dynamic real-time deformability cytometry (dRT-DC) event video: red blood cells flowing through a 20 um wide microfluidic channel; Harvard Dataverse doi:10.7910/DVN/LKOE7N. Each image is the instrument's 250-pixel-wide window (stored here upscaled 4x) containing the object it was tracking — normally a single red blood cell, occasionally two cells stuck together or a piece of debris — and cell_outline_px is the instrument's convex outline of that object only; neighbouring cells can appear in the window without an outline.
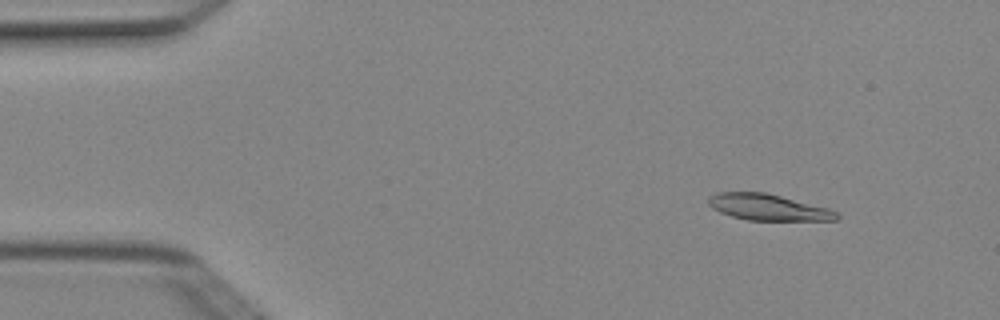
{"species": "Egyptian fruit bat (a non-hibernating species)", "species_latin": "Rousettus aegyptiacus", "temperature_condition": "cold", "stored_images_in_passage": 4, "camera_frame_rate_fps": 3000, "um_per_image_px": 0.085, "animal": {"sex": "female"}, "frame": {"image": 1, "passage_image": 2, "time_ms": 0.333, "image_size_px": [1000, 320], "cell_outline_px": [[840, 216], [836, 220], [748, 220], [732, 216], [720, 212], [712, 208], [708, 204], [708, 196], [716, 192], [764, 192], [828, 208], [836, 212]], "centroid_in_image_um": [65.24, 17.61], "position_along_channel_um": 19.8, "area_um2": 19.42}}